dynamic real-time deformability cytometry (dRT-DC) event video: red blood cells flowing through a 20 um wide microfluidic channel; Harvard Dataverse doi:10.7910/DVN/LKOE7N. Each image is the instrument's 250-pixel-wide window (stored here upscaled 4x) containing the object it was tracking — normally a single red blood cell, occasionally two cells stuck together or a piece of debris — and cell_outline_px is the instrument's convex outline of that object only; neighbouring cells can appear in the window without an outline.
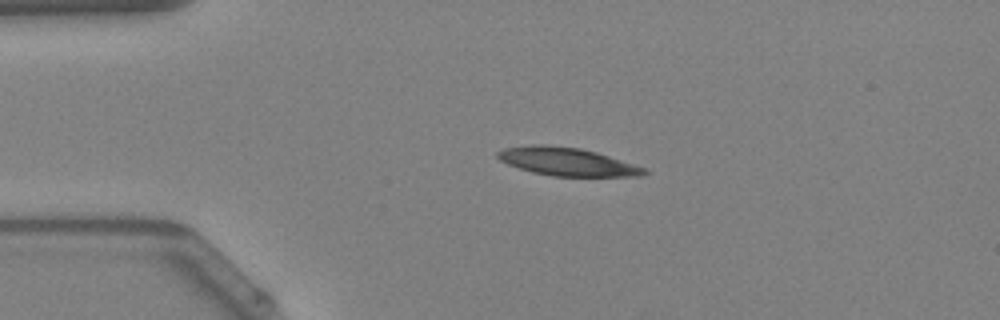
{"species": "Egyptian fruit bat (a non-hibernating species)", "species_latin": "Rousettus aegyptiacus", "temperature_condition": "warm", "stored_images_in_passage": 39, "camera_frame_rate_fps": 3000, "um_per_image_px": 0.085, "animal": {"sex": "female"}, "frame": {"image": 1, "passage_image": 1, "time_ms": 0.0, "image_size_px": [1000, 320], "cell_outline_px": [[648, 172], [644, 176], [552, 176], [532, 172], [508, 164], [500, 160], [496, 156], [496, 152], [504, 148], [532, 144], [544, 144], [580, 148], [596, 152], [648, 168]], "centroid_in_image_um": [48.22, 13.74], "position_along_channel_um": 36.8, "area_um2": 24.1}}
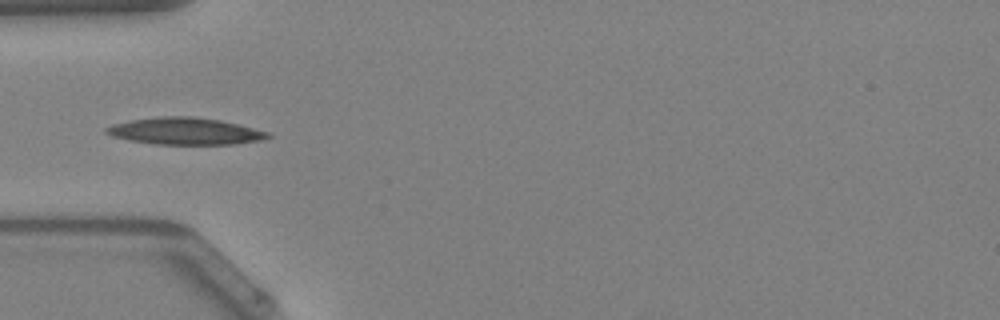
{"frame": {"image": 2, "passage_image": 6, "time_ms": 1.667, "image_size_px": [1000, 320], "cell_outline_px": [[272, 136], [264, 140], [236, 144], [152, 144], [128, 140], [112, 136], [104, 132], [104, 128], [112, 124], [132, 120], [164, 116], [192, 116], [220, 120], [268, 132]], "centroid_in_image_um": [15.71, 11.16], "position_along_channel_um": 69.3, "area_um2": 25.32}}
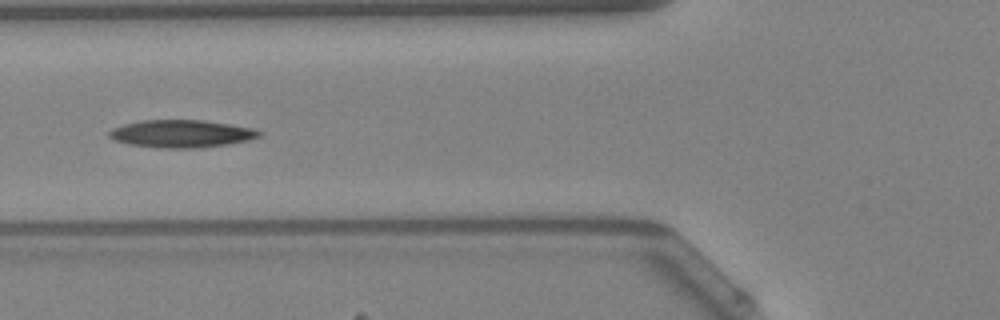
{"frame": {"image": 3, "passage_image": 9, "time_ms": 2.667, "image_size_px": [1000, 320], "cell_outline_px": [[264, 132], [260, 136], [248, 140], [228, 144], [196, 148], [160, 148], [128, 144], [112, 140], [108, 136], [108, 132], [112, 128], [124, 124], [140, 120], [200, 120], [228, 124], [252, 128]], "centroid_in_image_um": [15.38, 11.37], "position_along_channel_um": 110.4, "area_um2": 24.16}, "authors_computed_cell_mechanics": {"area_um2": 23.1778, "velocity_mm_per_s": 4.0993, "shape_relaxation_time_tau1_ms": 9.2609, "shape_relaxation_time_tau2_ms": null, "deformation_change_tau1": 0.1909, "deformation_change_tau2": null}}